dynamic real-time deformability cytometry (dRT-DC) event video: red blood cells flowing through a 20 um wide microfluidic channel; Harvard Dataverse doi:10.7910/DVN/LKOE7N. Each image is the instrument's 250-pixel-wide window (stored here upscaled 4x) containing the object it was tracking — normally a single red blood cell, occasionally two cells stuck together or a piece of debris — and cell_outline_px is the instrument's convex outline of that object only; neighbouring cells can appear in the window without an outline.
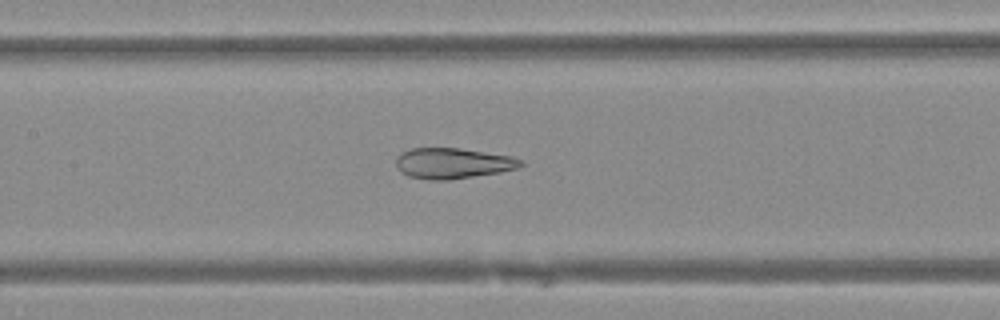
{"species": "Egyptian fruit bat (a non-hibernating species)", "species_latin": "Rousettus aegyptiacus", "temperature_condition": "warm", "stored_images_in_passage": 22, "camera_frame_rate_fps": 3000, "um_per_image_px": 0.085, "animal": {"sex": "female"}, "frame": {"image": 1, "passage_image": 13, "time_ms": 4.0, "image_size_px": [1000, 320], "cell_outline_px": [[524, 164], [520, 168], [500, 172], [448, 180], [428, 180], [408, 176], [400, 172], [396, 164], [396, 156], [400, 152], [412, 148], [460, 148], [508, 156], [524, 160]], "centroid_in_image_um": [38.46, 13.88], "position_along_channel_um": 168.9, "area_um2": 22.37}}